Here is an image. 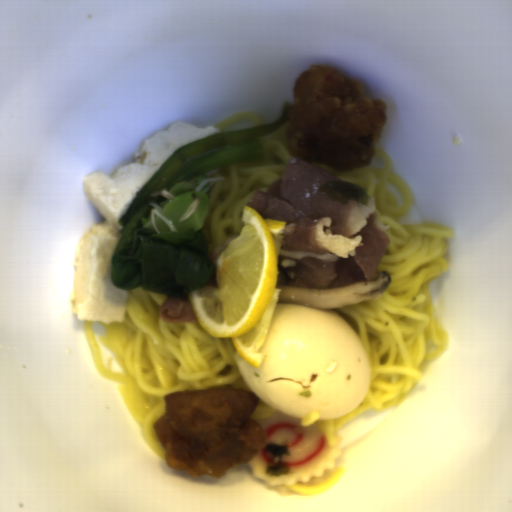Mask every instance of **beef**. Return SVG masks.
Instances as JSON below:
<instances>
[{"label": "beef", "mask_w": 512, "mask_h": 512, "mask_svg": "<svg viewBox=\"0 0 512 512\" xmlns=\"http://www.w3.org/2000/svg\"><path fill=\"white\" fill-rule=\"evenodd\" d=\"M339 178L320 163L290 158L280 178L257 189L247 207L264 221L285 220L277 283L326 289L373 281L389 249L374 198L341 205L325 187Z\"/></svg>", "instance_id": "33117281"}, {"label": "beef", "mask_w": 512, "mask_h": 512, "mask_svg": "<svg viewBox=\"0 0 512 512\" xmlns=\"http://www.w3.org/2000/svg\"><path fill=\"white\" fill-rule=\"evenodd\" d=\"M159 317L168 324L200 323L194 314L189 297H165L164 303L158 307Z\"/></svg>", "instance_id": "835553da"}]
</instances>
